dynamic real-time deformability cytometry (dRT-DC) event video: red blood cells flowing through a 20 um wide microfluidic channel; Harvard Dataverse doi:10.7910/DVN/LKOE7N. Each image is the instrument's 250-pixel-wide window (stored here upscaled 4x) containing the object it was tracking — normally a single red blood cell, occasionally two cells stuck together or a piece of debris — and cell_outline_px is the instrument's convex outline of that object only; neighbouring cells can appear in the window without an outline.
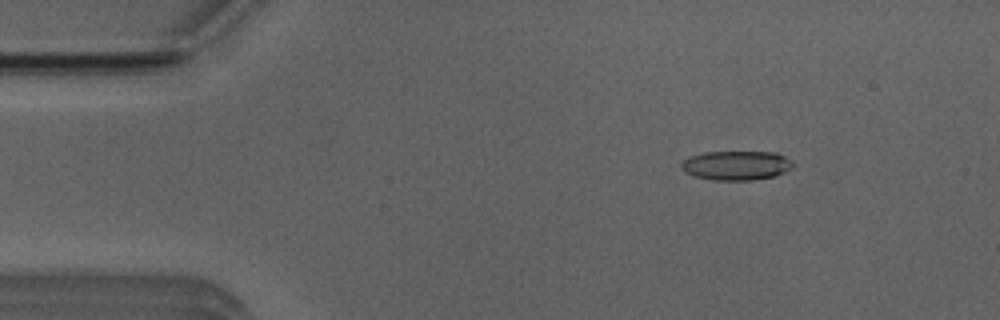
{"species": "Egyptian fruit bat (a non-hibernating species)", "species_latin": "Rousettus aegyptiacus", "temperature_condition": "room temperature", "stored_images_in_passage": 4, "camera_frame_rate_fps": 3000, "um_per_image_px": 0.085, "animal": {"sex": "male"}, "frame": {"image": 1, "passage_image": 2, "time_ms": 2.0, "image_size_px": [1000, 320], "cell_outline_px": [[796, 164], [792, 168], [784, 172], [772, 176], [752, 180], [712, 180], [692, 176], [684, 172], [680, 168], [680, 164], [688, 156], [704, 152], [776, 152], [792, 160]], "centroid_in_image_um": [62.56, 14.06], "position_along_channel_um": 22.4, "area_um2": 19.31}}